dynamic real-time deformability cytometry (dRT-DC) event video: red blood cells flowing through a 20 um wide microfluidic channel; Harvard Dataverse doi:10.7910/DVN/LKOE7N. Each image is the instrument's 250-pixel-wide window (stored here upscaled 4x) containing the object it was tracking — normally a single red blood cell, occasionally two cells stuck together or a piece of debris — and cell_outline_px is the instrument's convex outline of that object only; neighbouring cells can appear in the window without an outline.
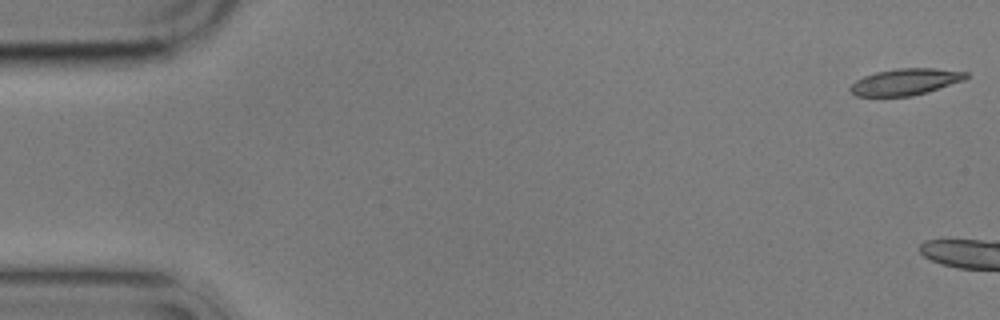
{"species": "common noctule bat (a hibernating species)", "species_latin": "Nyctalus noctula", "temperature_condition": "cold", "stored_images_in_passage": 3, "camera_frame_rate_fps": 3000, "um_per_image_px": 0.085, "animal": {"sex": "male", "body_mass_g": 17.9}, "frame": {"image": 1, "passage_image": 1, "time_ms": 0.0, "image_size_px": [1000, 320], "cell_outline_px": [[968, 76], [964, 80], [928, 92], [912, 96], [856, 96], [848, 88], [856, 80], [864, 76], [876, 72], [896, 68], [936, 68], [968, 72]], "centroid_in_image_um": [76.97, 6.95], "position_along_channel_um": 8.0, "area_um2": 17.92}}